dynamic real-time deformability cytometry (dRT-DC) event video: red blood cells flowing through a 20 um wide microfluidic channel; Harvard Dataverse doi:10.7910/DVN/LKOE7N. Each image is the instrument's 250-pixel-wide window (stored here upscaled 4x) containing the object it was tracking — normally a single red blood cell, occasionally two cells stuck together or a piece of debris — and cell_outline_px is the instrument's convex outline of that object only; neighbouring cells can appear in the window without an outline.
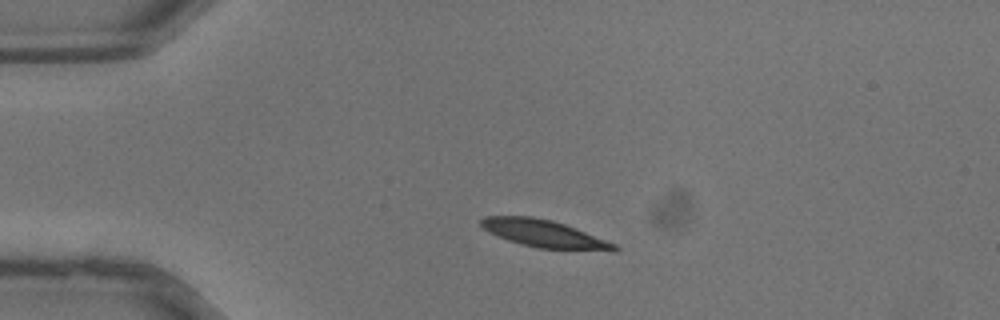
{"species": "common noctule bat (a hibernating species)", "species_latin": "Nyctalus noctula", "temperature_condition": "warm", "stored_images_in_passage": 30, "camera_frame_rate_fps": 3000, "um_per_image_px": 0.085, "animal": {"sex": "male", "body_mass_g": 13.3}, "frame": {"image": 1, "passage_image": 1, "time_ms": 0.0, "image_size_px": [1000, 320], "cell_outline_px": [[620, 248], [616, 252], [536, 248], [508, 240], [488, 232], [480, 224], [480, 220], [484, 216], [532, 216], [552, 220], [576, 228], [616, 244]], "centroid_in_image_um": [46.3, 19.88], "position_along_channel_um": 38.7, "area_um2": 21.5}}
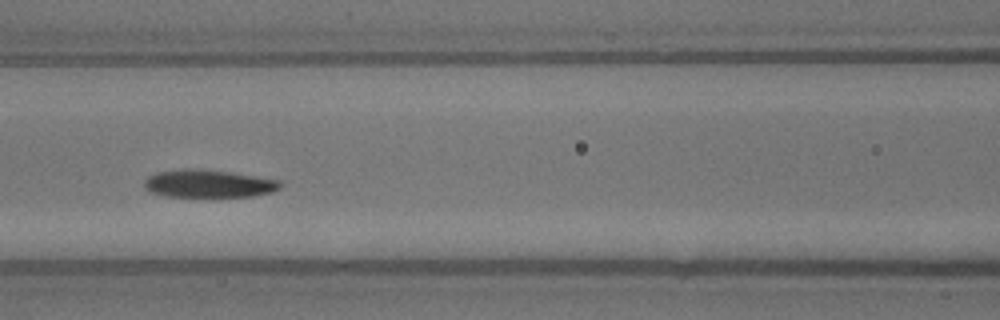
{"frame": {"image": 2, "passage_image": 9, "time_ms": 2.667, "image_size_px": [1000, 320], "cell_outline_px": [[280, 188], [272, 192], [252, 196], [212, 200], [168, 196], [148, 192], [144, 188], [144, 180], [148, 176], [156, 172], [180, 168], [188, 168], [228, 172], [280, 180]], "centroid_in_image_um": [17.67, 15.66], "position_along_channel_um": 148.9, "area_um2": 23.06}}
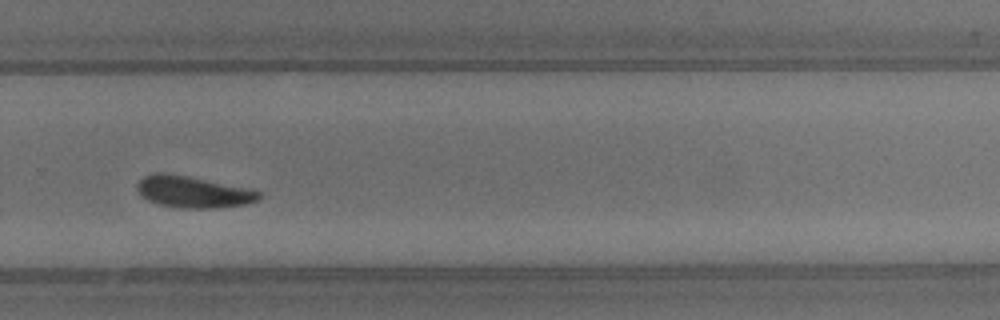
{"frame": {"image": 3, "passage_image": 18, "time_ms": 5.667, "image_size_px": [1000, 320], "cell_outline_px": [[260, 200], [244, 204], [216, 208], [180, 208], [160, 204], [148, 200], [136, 188], [136, 184], [144, 176], [152, 172], [164, 172], [188, 176], [248, 188], [260, 192]], "centroid_in_image_um": [16.4, 16.3], "position_along_channel_um": 313.4, "area_um2": 22.31}}